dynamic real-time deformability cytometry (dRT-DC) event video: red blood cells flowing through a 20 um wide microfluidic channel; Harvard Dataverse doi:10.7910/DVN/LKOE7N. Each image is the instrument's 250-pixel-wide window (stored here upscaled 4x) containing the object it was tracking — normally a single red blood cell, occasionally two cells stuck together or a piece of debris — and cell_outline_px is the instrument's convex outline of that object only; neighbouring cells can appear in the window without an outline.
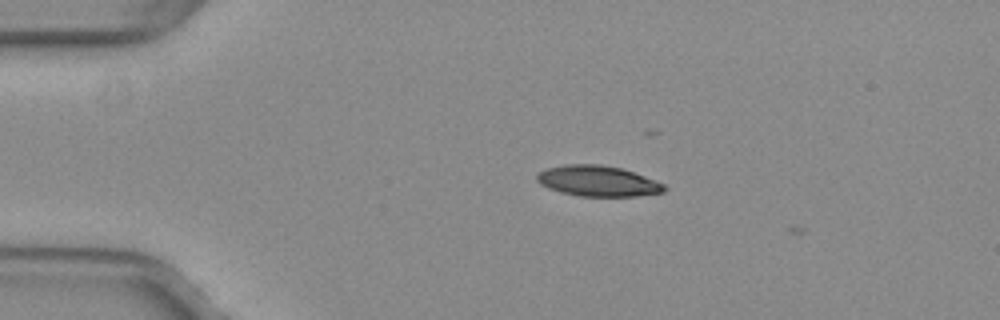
{"species": "common noctule bat (a hibernating species)", "species_latin": "Nyctalus noctula", "temperature_condition": "warm", "stored_images_in_passage": 7, "camera_frame_rate_fps": 3000, "um_per_image_px": 0.085, "animal": {"sex": "female", "body_mass_g": 29.2, "forearm_length_mm": 56.3}, "frame": {"image": 1, "passage_image": 3, "time_ms": 0.667, "image_size_px": [1000, 320], "cell_outline_px": [[668, 188], [664, 192], [636, 196], [580, 196], [560, 192], [548, 188], [540, 184], [536, 180], [536, 176], [540, 172], [548, 168], [564, 164], [600, 164], [620, 168], [644, 176], [664, 184]], "centroid_in_image_um": [50.8, 15.39], "position_along_channel_um": 34.2, "area_um2": 22.66}}